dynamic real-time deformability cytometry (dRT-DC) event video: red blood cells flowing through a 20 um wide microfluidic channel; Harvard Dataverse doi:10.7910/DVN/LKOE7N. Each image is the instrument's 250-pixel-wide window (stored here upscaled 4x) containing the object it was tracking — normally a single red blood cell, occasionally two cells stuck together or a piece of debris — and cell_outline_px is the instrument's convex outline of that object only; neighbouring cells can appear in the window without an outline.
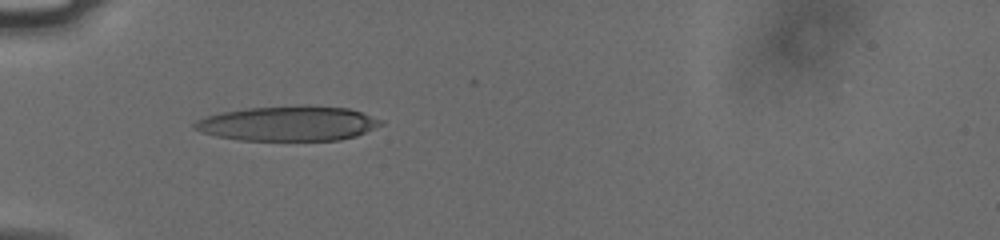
{"species": "human", "species_latin": "Homo sapiens", "temperature_condition": "cold", "stored_images_in_passage": 15, "camera_frame_rate_fps": 3000, "um_per_image_px": 0.085, "donor": {"sex": "male"}, "frame": {"image": 1, "passage_image": 7, "time_ms": 2.0, "image_size_px": [1000, 240], "cell_outline_px": [[384, 124], [356, 136], [340, 140], [240, 140], [216, 136], [200, 132], [192, 128], [192, 124], [196, 120], [208, 116], [224, 112], [248, 108], [348, 108], [384, 120]], "centroid_in_image_um": [24.47, 10.54], "position_along_channel_um": 60.5, "area_um2": 36.65}}
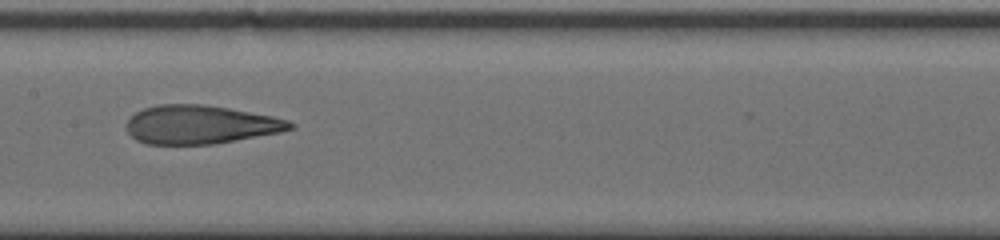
{"frame": {"image": 2, "passage_image": 11, "time_ms": 3.333, "image_size_px": [1000, 240], "cell_outline_px": [[296, 124], [292, 128], [280, 132], [212, 144], [148, 144], [136, 140], [128, 132], [128, 120], [136, 112], [144, 108], [160, 104], [204, 104], [228, 108], [272, 116], [288, 120]], "centroid_in_image_um": [17.03, 10.59], "position_along_channel_um": 190.4, "area_um2": 36.41}}
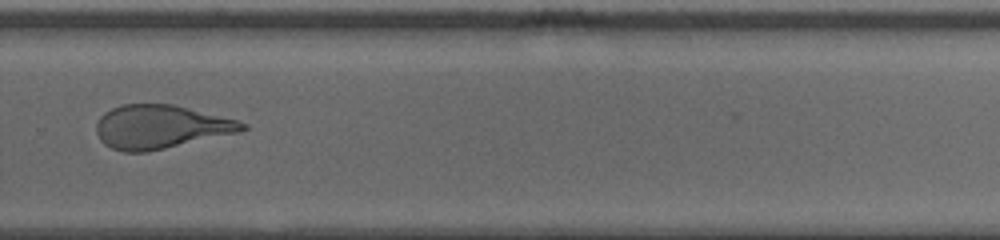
{"frame": {"image": 3, "passage_image": 14, "time_ms": 4.333, "image_size_px": [1000, 240], "cell_outline_px": [[248, 128], [240, 132], [164, 148], [144, 152], [124, 152], [112, 148], [104, 144], [100, 140], [96, 132], [96, 124], [100, 116], [104, 112], [120, 104], [172, 104], [236, 120], [248, 124]], "centroid_in_image_um": [13.61, 10.78], "position_along_channel_um": 316.2, "area_um2": 36.82}}